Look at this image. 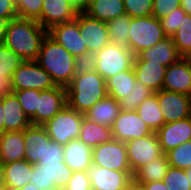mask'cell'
<instances>
[{
	"label": "cell",
	"instance_id": "obj_1",
	"mask_svg": "<svg viewBox=\"0 0 191 190\" xmlns=\"http://www.w3.org/2000/svg\"><path fill=\"white\" fill-rule=\"evenodd\" d=\"M47 30L37 20L15 18L10 22L2 43L23 61L36 60Z\"/></svg>",
	"mask_w": 191,
	"mask_h": 190
},
{
	"label": "cell",
	"instance_id": "obj_2",
	"mask_svg": "<svg viewBox=\"0 0 191 190\" xmlns=\"http://www.w3.org/2000/svg\"><path fill=\"white\" fill-rule=\"evenodd\" d=\"M35 61L51 76L56 86L67 88L71 84L75 76V57L48 34Z\"/></svg>",
	"mask_w": 191,
	"mask_h": 190
},
{
	"label": "cell",
	"instance_id": "obj_3",
	"mask_svg": "<svg viewBox=\"0 0 191 190\" xmlns=\"http://www.w3.org/2000/svg\"><path fill=\"white\" fill-rule=\"evenodd\" d=\"M66 91L67 105L84 115L108 95L106 81L96 71L75 75Z\"/></svg>",
	"mask_w": 191,
	"mask_h": 190
},
{
	"label": "cell",
	"instance_id": "obj_4",
	"mask_svg": "<svg viewBox=\"0 0 191 190\" xmlns=\"http://www.w3.org/2000/svg\"><path fill=\"white\" fill-rule=\"evenodd\" d=\"M166 37L161 21L156 17L150 15L132 18L128 48L136 56L142 50L153 47Z\"/></svg>",
	"mask_w": 191,
	"mask_h": 190
},
{
	"label": "cell",
	"instance_id": "obj_5",
	"mask_svg": "<svg viewBox=\"0 0 191 190\" xmlns=\"http://www.w3.org/2000/svg\"><path fill=\"white\" fill-rule=\"evenodd\" d=\"M84 114L66 105L52 119L42 125L52 141L66 145L73 139H78Z\"/></svg>",
	"mask_w": 191,
	"mask_h": 190
},
{
	"label": "cell",
	"instance_id": "obj_6",
	"mask_svg": "<svg viewBox=\"0 0 191 190\" xmlns=\"http://www.w3.org/2000/svg\"><path fill=\"white\" fill-rule=\"evenodd\" d=\"M96 72L106 81L133 68L135 55L127 46L109 43L96 53Z\"/></svg>",
	"mask_w": 191,
	"mask_h": 190
},
{
	"label": "cell",
	"instance_id": "obj_7",
	"mask_svg": "<svg viewBox=\"0 0 191 190\" xmlns=\"http://www.w3.org/2000/svg\"><path fill=\"white\" fill-rule=\"evenodd\" d=\"M11 91L48 90L56 87L51 76L35 60L23 61L10 80Z\"/></svg>",
	"mask_w": 191,
	"mask_h": 190
},
{
	"label": "cell",
	"instance_id": "obj_8",
	"mask_svg": "<svg viewBox=\"0 0 191 190\" xmlns=\"http://www.w3.org/2000/svg\"><path fill=\"white\" fill-rule=\"evenodd\" d=\"M72 173L73 171L64 162L33 164L30 183L40 190L64 188Z\"/></svg>",
	"mask_w": 191,
	"mask_h": 190
},
{
	"label": "cell",
	"instance_id": "obj_9",
	"mask_svg": "<svg viewBox=\"0 0 191 190\" xmlns=\"http://www.w3.org/2000/svg\"><path fill=\"white\" fill-rule=\"evenodd\" d=\"M125 146L132 173L164 154L156 132L142 138L129 140L125 142Z\"/></svg>",
	"mask_w": 191,
	"mask_h": 190
},
{
	"label": "cell",
	"instance_id": "obj_10",
	"mask_svg": "<svg viewBox=\"0 0 191 190\" xmlns=\"http://www.w3.org/2000/svg\"><path fill=\"white\" fill-rule=\"evenodd\" d=\"M92 164L116 171H131L125 143L116 139L93 148Z\"/></svg>",
	"mask_w": 191,
	"mask_h": 190
},
{
	"label": "cell",
	"instance_id": "obj_11",
	"mask_svg": "<svg viewBox=\"0 0 191 190\" xmlns=\"http://www.w3.org/2000/svg\"><path fill=\"white\" fill-rule=\"evenodd\" d=\"M87 172L92 190H129L133 186L131 171H116L92 164Z\"/></svg>",
	"mask_w": 191,
	"mask_h": 190
},
{
	"label": "cell",
	"instance_id": "obj_12",
	"mask_svg": "<svg viewBox=\"0 0 191 190\" xmlns=\"http://www.w3.org/2000/svg\"><path fill=\"white\" fill-rule=\"evenodd\" d=\"M151 128L138 116L136 110H121L112 126L113 139L127 142L152 134Z\"/></svg>",
	"mask_w": 191,
	"mask_h": 190
},
{
	"label": "cell",
	"instance_id": "obj_13",
	"mask_svg": "<svg viewBox=\"0 0 191 190\" xmlns=\"http://www.w3.org/2000/svg\"><path fill=\"white\" fill-rule=\"evenodd\" d=\"M78 24L87 51L98 53L110 43L106 22L89 17L84 12H78Z\"/></svg>",
	"mask_w": 191,
	"mask_h": 190
},
{
	"label": "cell",
	"instance_id": "obj_14",
	"mask_svg": "<svg viewBox=\"0 0 191 190\" xmlns=\"http://www.w3.org/2000/svg\"><path fill=\"white\" fill-rule=\"evenodd\" d=\"M47 34L74 57L88 52L87 46L84 43L83 38H81L78 14L73 21L52 26L47 30Z\"/></svg>",
	"mask_w": 191,
	"mask_h": 190
},
{
	"label": "cell",
	"instance_id": "obj_15",
	"mask_svg": "<svg viewBox=\"0 0 191 190\" xmlns=\"http://www.w3.org/2000/svg\"><path fill=\"white\" fill-rule=\"evenodd\" d=\"M154 93L157 95L165 123L190 117V96L163 89Z\"/></svg>",
	"mask_w": 191,
	"mask_h": 190
},
{
	"label": "cell",
	"instance_id": "obj_16",
	"mask_svg": "<svg viewBox=\"0 0 191 190\" xmlns=\"http://www.w3.org/2000/svg\"><path fill=\"white\" fill-rule=\"evenodd\" d=\"M67 105V91L65 87L56 86L48 90H40L37 109L35 111V125H44Z\"/></svg>",
	"mask_w": 191,
	"mask_h": 190
},
{
	"label": "cell",
	"instance_id": "obj_17",
	"mask_svg": "<svg viewBox=\"0 0 191 190\" xmlns=\"http://www.w3.org/2000/svg\"><path fill=\"white\" fill-rule=\"evenodd\" d=\"M162 89L191 95V58L182 57L166 68Z\"/></svg>",
	"mask_w": 191,
	"mask_h": 190
},
{
	"label": "cell",
	"instance_id": "obj_18",
	"mask_svg": "<svg viewBox=\"0 0 191 190\" xmlns=\"http://www.w3.org/2000/svg\"><path fill=\"white\" fill-rule=\"evenodd\" d=\"M42 4L41 17L37 22L46 30L75 20L79 12L68 0H43Z\"/></svg>",
	"mask_w": 191,
	"mask_h": 190
},
{
	"label": "cell",
	"instance_id": "obj_19",
	"mask_svg": "<svg viewBox=\"0 0 191 190\" xmlns=\"http://www.w3.org/2000/svg\"><path fill=\"white\" fill-rule=\"evenodd\" d=\"M164 154L191 140V118L165 123L157 132Z\"/></svg>",
	"mask_w": 191,
	"mask_h": 190
},
{
	"label": "cell",
	"instance_id": "obj_20",
	"mask_svg": "<svg viewBox=\"0 0 191 190\" xmlns=\"http://www.w3.org/2000/svg\"><path fill=\"white\" fill-rule=\"evenodd\" d=\"M181 58L173 39L166 37L153 47L142 50L135 56L134 61H149L168 67Z\"/></svg>",
	"mask_w": 191,
	"mask_h": 190
},
{
	"label": "cell",
	"instance_id": "obj_21",
	"mask_svg": "<svg viewBox=\"0 0 191 190\" xmlns=\"http://www.w3.org/2000/svg\"><path fill=\"white\" fill-rule=\"evenodd\" d=\"M25 160L31 164H38L44 157L46 144L51 141L45 128L41 125H30L24 130Z\"/></svg>",
	"mask_w": 191,
	"mask_h": 190
},
{
	"label": "cell",
	"instance_id": "obj_22",
	"mask_svg": "<svg viewBox=\"0 0 191 190\" xmlns=\"http://www.w3.org/2000/svg\"><path fill=\"white\" fill-rule=\"evenodd\" d=\"M3 104L5 132L24 131L31 125L16 95L11 91L0 98Z\"/></svg>",
	"mask_w": 191,
	"mask_h": 190
},
{
	"label": "cell",
	"instance_id": "obj_23",
	"mask_svg": "<svg viewBox=\"0 0 191 190\" xmlns=\"http://www.w3.org/2000/svg\"><path fill=\"white\" fill-rule=\"evenodd\" d=\"M64 163L73 171H87L92 165V148L86 146L79 138L63 146Z\"/></svg>",
	"mask_w": 191,
	"mask_h": 190
},
{
	"label": "cell",
	"instance_id": "obj_24",
	"mask_svg": "<svg viewBox=\"0 0 191 190\" xmlns=\"http://www.w3.org/2000/svg\"><path fill=\"white\" fill-rule=\"evenodd\" d=\"M24 131H9L0 135V164L25 159Z\"/></svg>",
	"mask_w": 191,
	"mask_h": 190
},
{
	"label": "cell",
	"instance_id": "obj_25",
	"mask_svg": "<svg viewBox=\"0 0 191 190\" xmlns=\"http://www.w3.org/2000/svg\"><path fill=\"white\" fill-rule=\"evenodd\" d=\"M166 68L161 64L149 61L133 62L136 80L150 88L153 92H158L162 89Z\"/></svg>",
	"mask_w": 191,
	"mask_h": 190
},
{
	"label": "cell",
	"instance_id": "obj_26",
	"mask_svg": "<svg viewBox=\"0 0 191 190\" xmlns=\"http://www.w3.org/2000/svg\"><path fill=\"white\" fill-rule=\"evenodd\" d=\"M120 111L119 102L114 97L107 95L90 108L84 116L100 125L112 128Z\"/></svg>",
	"mask_w": 191,
	"mask_h": 190
},
{
	"label": "cell",
	"instance_id": "obj_27",
	"mask_svg": "<svg viewBox=\"0 0 191 190\" xmlns=\"http://www.w3.org/2000/svg\"><path fill=\"white\" fill-rule=\"evenodd\" d=\"M83 12L104 22L126 14L123 0H89Z\"/></svg>",
	"mask_w": 191,
	"mask_h": 190
},
{
	"label": "cell",
	"instance_id": "obj_28",
	"mask_svg": "<svg viewBox=\"0 0 191 190\" xmlns=\"http://www.w3.org/2000/svg\"><path fill=\"white\" fill-rule=\"evenodd\" d=\"M4 169L5 182L8 190H18L30 182L33 164L20 160L1 164Z\"/></svg>",
	"mask_w": 191,
	"mask_h": 190
},
{
	"label": "cell",
	"instance_id": "obj_29",
	"mask_svg": "<svg viewBox=\"0 0 191 190\" xmlns=\"http://www.w3.org/2000/svg\"><path fill=\"white\" fill-rule=\"evenodd\" d=\"M79 139L93 149L113 139L112 128L100 125L84 116Z\"/></svg>",
	"mask_w": 191,
	"mask_h": 190
},
{
	"label": "cell",
	"instance_id": "obj_30",
	"mask_svg": "<svg viewBox=\"0 0 191 190\" xmlns=\"http://www.w3.org/2000/svg\"><path fill=\"white\" fill-rule=\"evenodd\" d=\"M170 167L166 154L153 159L133 173V183L161 181Z\"/></svg>",
	"mask_w": 191,
	"mask_h": 190
},
{
	"label": "cell",
	"instance_id": "obj_31",
	"mask_svg": "<svg viewBox=\"0 0 191 190\" xmlns=\"http://www.w3.org/2000/svg\"><path fill=\"white\" fill-rule=\"evenodd\" d=\"M135 81L136 76L133 68L119 72L115 76L106 80L107 93L119 102L132 92Z\"/></svg>",
	"mask_w": 191,
	"mask_h": 190
},
{
	"label": "cell",
	"instance_id": "obj_32",
	"mask_svg": "<svg viewBox=\"0 0 191 190\" xmlns=\"http://www.w3.org/2000/svg\"><path fill=\"white\" fill-rule=\"evenodd\" d=\"M136 112L153 132H157L165 124L155 93L142 102Z\"/></svg>",
	"mask_w": 191,
	"mask_h": 190
},
{
	"label": "cell",
	"instance_id": "obj_33",
	"mask_svg": "<svg viewBox=\"0 0 191 190\" xmlns=\"http://www.w3.org/2000/svg\"><path fill=\"white\" fill-rule=\"evenodd\" d=\"M132 18L127 14L106 22L110 42L128 47V38Z\"/></svg>",
	"mask_w": 191,
	"mask_h": 190
},
{
	"label": "cell",
	"instance_id": "obj_34",
	"mask_svg": "<svg viewBox=\"0 0 191 190\" xmlns=\"http://www.w3.org/2000/svg\"><path fill=\"white\" fill-rule=\"evenodd\" d=\"M179 54L184 58H191V15L182 18L179 29L171 37Z\"/></svg>",
	"mask_w": 191,
	"mask_h": 190
},
{
	"label": "cell",
	"instance_id": "obj_35",
	"mask_svg": "<svg viewBox=\"0 0 191 190\" xmlns=\"http://www.w3.org/2000/svg\"><path fill=\"white\" fill-rule=\"evenodd\" d=\"M153 94L154 92L150 88L136 80L132 92L119 101L121 110L134 111L142 102Z\"/></svg>",
	"mask_w": 191,
	"mask_h": 190
},
{
	"label": "cell",
	"instance_id": "obj_36",
	"mask_svg": "<svg viewBox=\"0 0 191 190\" xmlns=\"http://www.w3.org/2000/svg\"><path fill=\"white\" fill-rule=\"evenodd\" d=\"M22 58L3 43H0V77L11 80L13 73L22 64Z\"/></svg>",
	"mask_w": 191,
	"mask_h": 190
},
{
	"label": "cell",
	"instance_id": "obj_37",
	"mask_svg": "<svg viewBox=\"0 0 191 190\" xmlns=\"http://www.w3.org/2000/svg\"><path fill=\"white\" fill-rule=\"evenodd\" d=\"M12 92L16 95L25 115L30 119L31 125H35V111L40 97V90L28 89Z\"/></svg>",
	"mask_w": 191,
	"mask_h": 190
},
{
	"label": "cell",
	"instance_id": "obj_38",
	"mask_svg": "<svg viewBox=\"0 0 191 190\" xmlns=\"http://www.w3.org/2000/svg\"><path fill=\"white\" fill-rule=\"evenodd\" d=\"M169 165L186 170L191 167V140L166 153Z\"/></svg>",
	"mask_w": 191,
	"mask_h": 190
},
{
	"label": "cell",
	"instance_id": "obj_39",
	"mask_svg": "<svg viewBox=\"0 0 191 190\" xmlns=\"http://www.w3.org/2000/svg\"><path fill=\"white\" fill-rule=\"evenodd\" d=\"M43 0H14L17 17L38 20L41 17Z\"/></svg>",
	"mask_w": 191,
	"mask_h": 190
},
{
	"label": "cell",
	"instance_id": "obj_40",
	"mask_svg": "<svg viewBox=\"0 0 191 190\" xmlns=\"http://www.w3.org/2000/svg\"><path fill=\"white\" fill-rule=\"evenodd\" d=\"M169 190H191L185 170L169 167L167 174L163 178Z\"/></svg>",
	"mask_w": 191,
	"mask_h": 190
},
{
	"label": "cell",
	"instance_id": "obj_41",
	"mask_svg": "<svg viewBox=\"0 0 191 190\" xmlns=\"http://www.w3.org/2000/svg\"><path fill=\"white\" fill-rule=\"evenodd\" d=\"M125 13L131 17H146L152 15L153 0H123Z\"/></svg>",
	"mask_w": 191,
	"mask_h": 190
},
{
	"label": "cell",
	"instance_id": "obj_42",
	"mask_svg": "<svg viewBox=\"0 0 191 190\" xmlns=\"http://www.w3.org/2000/svg\"><path fill=\"white\" fill-rule=\"evenodd\" d=\"M185 15L186 12L182 7H179L169 15L160 19L163 32L167 37H172L175 34L182 23V18H184Z\"/></svg>",
	"mask_w": 191,
	"mask_h": 190
},
{
	"label": "cell",
	"instance_id": "obj_43",
	"mask_svg": "<svg viewBox=\"0 0 191 190\" xmlns=\"http://www.w3.org/2000/svg\"><path fill=\"white\" fill-rule=\"evenodd\" d=\"M96 53L86 52L75 57V75L87 74L96 70Z\"/></svg>",
	"mask_w": 191,
	"mask_h": 190
},
{
	"label": "cell",
	"instance_id": "obj_44",
	"mask_svg": "<svg viewBox=\"0 0 191 190\" xmlns=\"http://www.w3.org/2000/svg\"><path fill=\"white\" fill-rule=\"evenodd\" d=\"M181 7V0H153L152 16L158 20Z\"/></svg>",
	"mask_w": 191,
	"mask_h": 190
},
{
	"label": "cell",
	"instance_id": "obj_45",
	"mask_svg": "<svg viewBox=\"0 0 191 190\" xmlns=\"http://www.w3.org/2000/svg\"><path fill=\"white\" fill-rule=\"evenodd\" d=\"M63 154H64L63 145L51 140L48 144H46L44 157L41 158L39 163L64 162Z\"/></svg>",
	"mask_w": 191,
	"mask_h": 190
},
{
	"label": "cell",
	"instance_id": "obj_46",
	"mask_svg": "<svg viewBox=\"0 0 191 190\" xmlns=\"http://www.w3.org/2000/svg\"><path fill=\"white\" fill-rule=\"evenodd\" d=\"M65 190H92L87 171H76L72 173Z\"/></svg>",
	"mask_w": 191,
	"mask_h": 190
},
{
	"label": "cell",
	"instance_id": "obj_47",
	"mask_svg": "<svg viewBox=\"0 0 191 190\" xmlns=\"http://www.w3.org/2000/svg\"><path fill=\"white\" fill-rule=\"evenodd\" d=\"M0 17L17 18L14 0H0Z\"/></svg>",
	"mask_w": 191,
	"mask_h": 190
},
{
	"label": "cell",
	"instance_id": "obj_48",
	"mask_svg": "<svg viewBox=\"0 0 191 190\" xmlns=\"http://www.w3.org/2000/svg\"><path fill=\"white\" fill-rule=\"evenodd\" d=\"M138 190H169L167 184L161 181H154L150 183H133Z\"/></svg>",
	"mask_w": 191,
	"mask_h": 190
},
{
	"label": "cell",
	"instance_id": "obj_49",
	"mask_svg": "<svg viewBox=\"0 0 191 190\" xmlns=\"http://www.w3.org/2000/svg\"><path fill=\"white\" fill-rule=\"evenodd\" d=\"M15 18L0 17V43H2L10 22Z\"/></svg>",
	"mask_w": 191,
	"mask_h": 190
},
{
	"label": "cell",
	"instance_id": "obj_50",
	"mask_svg": "<svg viewBox=\"0 0 191 190\" xmlns=\"http://www.w3.org/2000/svg\"><path fill=\"white\" fill-rule=\"evenodd\" d=\"M11 92L10 80L6 77H0V98Z\"/></svg>",
	"mask_w": 191,
	"mask_h": 190
},
{
	"label": "cell",
	"instance_id": "obj_51",
	"mask_svg": "<svg viewBox=\"0 0 191 190\" xmlns=\"http://www.w3.org/2000/svg\"><path fill=\"white\" fill-rule=\"evenodd\" d=\"M79 12H83L87 5L89 0H68Z\"/></svg>",
	"mask_w": 191,
	"mask_h": 190
},
{
	"label": "cell",
	"instance_id": "obj_52",
	"mask_svg": "<svg viewBox=\"0 0 191 190\" xmlns=\"http://www.w3.org/2000/svg\"><path fill=\"white\" fill-rule=\"evenodd\" d=\"M0 190H8L5 182L4 169L0 164Z\"/></svg>",
	"mask_w": 191,
	"mask_h": 190
},
{
	"label": "cell",
	"instance_id": "obj_53",
	"mask_svg": "<svg viewBox=\"0 0 191 190\" xmlns=\"http://www.w3.org/2000/svg\"><path fill=\"white\" fill-rule=\"evenodd\" d=\"M181 7L186 12V14L191 15V0H181Z\"/></svg>",
	"mask_w": 191,
	"mask_h": 190
},
{
	"label": "cell",
	"instance_id": "obj_54",
	"mask_svg": "<svg viewBox=\"0 0 191 190\" xmlns=\"http://www.w3.org/2000/svg\"><path fill=\"white\" fill-rule=\"evenodd\" d=\"M5 132L4 128V115H3V104L0 100V135Z\"/></svg>",
	"mask_w": 191,
	"mask_h": 190
},
{
	"label": "cell",
	"instance_id": "obj_55",
	"mask_svg": "<svg viewBox=\"0 0 191 190\" xmlns=\"http://www.w3.org/2000/svg\"><path fill=\"white\" fill-rule=\"evenodd\" d=\"M18 190H40L37 188L34 184H31L30 182L26 184L24 187L18 189Z\"/></svg>",
	"mask_w": 191,
	"mask_h": 190
},
{
	"label": "cell",
	"instance_id": "obj_56",
	"mask_svg": "<svg viewBox=\"0 0 191 190\" xmlns=\"http://www.w3.org/2000/svg\"><path fill=\"white\" fill-rule=\"evenodd\" d=\"M185 173H186V176H187V178H188L189 185H190V187H191V167L188 168V169H186V170H185Z\"/></svg>",
	"mask_w": 191,
	"mask_h": 190
},
{
	"label": "cell",
	"instance_id": "obj_57",
	"mask_svg": "<svg viewBox=\"0 0 191 190\" xmlns=\"http://www.w3.org/2000/svg\"><path fill=\"white\" fill-rule=\"evenodd\" d=\"M47 190H65L64 188H60V187H55V188H51V189H47Z\"/></svg>",
	"mask_w": 191,
	"mask_h": 190
},
{
	"label": "cell",
	"instance_id": "obj_58",
	"mask_svg": "<svg viewBox=\"0 0 191 190\" xmlns=\"http://www.w3.org/2000/svg\"><path fill=\"white\" fill-rule=\"evenodd\" d=\"M129 190H138L135 186H132Z\"/></svg>",
	"mask_w": 191,
	"mask_h": 190
},
{
	"label": "cell",
	"instance_id": "obj_59",
	"mask_svg": "<svg viewBox=\"0 0 191 190\" xmlns=\"http://www.w3.org/2000/svg\"><path fill=\"white\" fill-rule=\"evenodd\" d=\"M190 118H191V95H190Z\"/></svg>",
	"mask_w": 191,
	"mask_h": 190
}]
</instances>
